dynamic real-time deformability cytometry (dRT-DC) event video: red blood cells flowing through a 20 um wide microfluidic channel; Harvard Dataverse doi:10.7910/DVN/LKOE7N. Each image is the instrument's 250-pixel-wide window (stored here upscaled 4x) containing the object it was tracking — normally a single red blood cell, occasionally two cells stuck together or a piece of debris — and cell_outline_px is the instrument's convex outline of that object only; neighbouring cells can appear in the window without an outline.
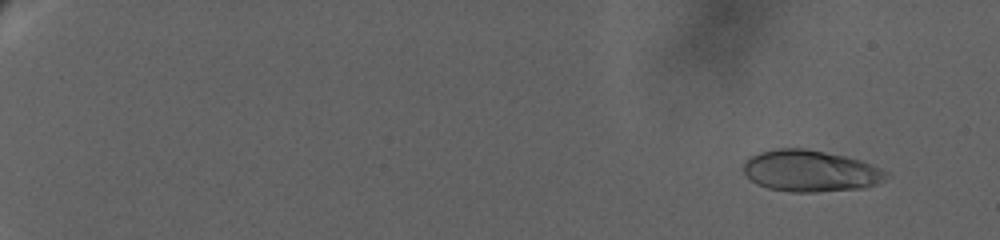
{"species": "human", "species_latin": "Homo sapiens", "temperature_condition": "warm", "stored_images_in_passage": 77, "camera_frame_rate_fps": 3000, "um_per_image_px": 0.085, "donor": {"sex": "female"}, "frame": {"image": 1, "passage_image": 7, "time_ms": 2.0, "image_size_px": [1000, 240], "cell_outline_px": [[888, 176], [876, 184], [864, 188], [816, 192], [792, 192], [768, 188], [756, 184], [744, 172], [744, 164], [752, 156], [760, 152], [776, 148], [804, 148], [844, 156], [860, 160], [872, 164], [888, 172]], "centroid_in_image_um": [68.9, 14.54], "position_along_channel_um": 16.1, "area_um2": 34.33}}
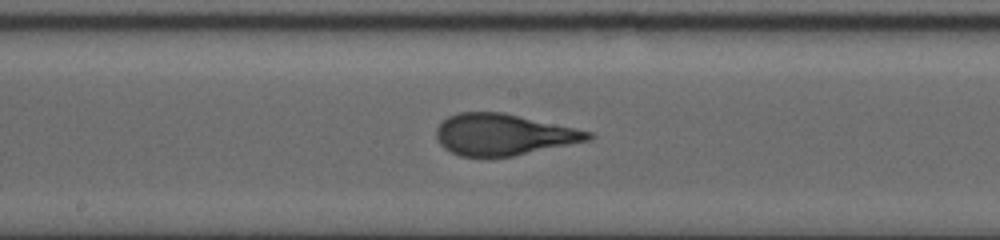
{"frame": {"image": 2, "passage_image": 47, "time_ms": 15.333, "image_size_px": [1000, 240], "cell_outline_px": [[596, 136], [592, 140], [512, 156], [460, 156], [444, 148], [440, 144], [436, 136], [436, 128], [448, 116], [460, 112], [504, 112], [592, 132]], "centroid_in_image_um": [42.81, 11.43], "position_along_channel_um": 205.4, "area_um2": 36.47}}
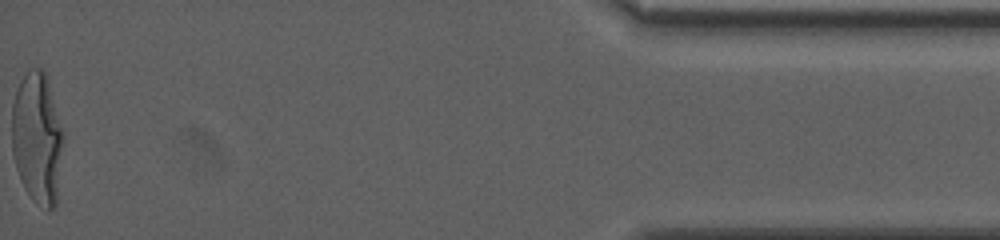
{"frame": {"image": 3, "passage_image": 77, "time_ms": 25.333, "image_size_px": [1000, 240], "cell_outline_px": [[64, 136], [56, 204], [48, 212], [36, 204], [32, 200], [24, 188], [20, 180], [16, 168], [12, 152], [12, 104], [20, 80], [28, 68], [44, 68], [64, 132]], "centroid_in_image_um": [3.17, 11.75], "position_along_channel_um": 432.0, "area_um2": 40.0}, "authors_computed_cell_mechanics": {"area_um2": 35.9516, "velocity_mm_per_s": 2.9561, "shape_relaxation_time_tau1_ms": 8.0081, "shape_relaxation_time_tau2_ms": null, "deformation_change_tau1": 0.2825, "deformation_change_tau2": null}}